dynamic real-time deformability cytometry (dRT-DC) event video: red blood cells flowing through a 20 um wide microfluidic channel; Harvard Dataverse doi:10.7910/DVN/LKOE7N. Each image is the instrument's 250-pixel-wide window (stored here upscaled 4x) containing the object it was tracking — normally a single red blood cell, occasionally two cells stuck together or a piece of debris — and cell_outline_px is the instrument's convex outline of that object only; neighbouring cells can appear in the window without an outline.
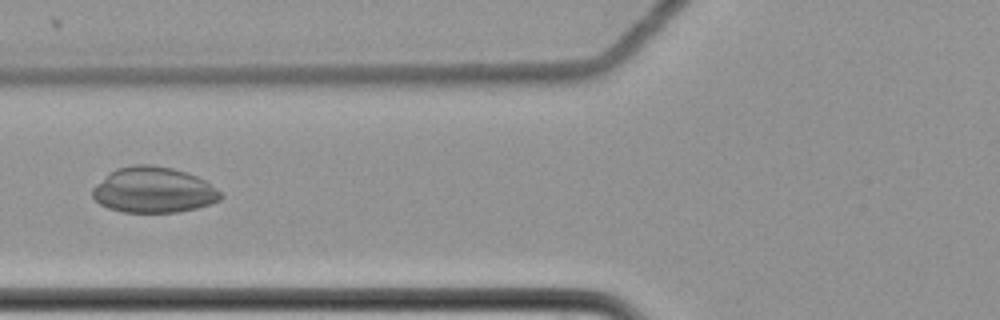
{"species": "common noctule bat (a hibernating species)", "species_latin": "Nyctalus noctula", "temperature_condition": "cold", "stored_images_in_passage": 9, "camera_frame_rate_fps": 3000, "um_per_image_px": 0.085, "animal": {"sex": "female", "body_mass_g": 22.7, "forearm_length_mm": 54.2}, "frame": {"image": 1, "passage_image": 7, "time_ms": 2.0, "image_size_px": [1000, 320], "cell_outline_px": [[224, 196], [220, 200], [196, 208], [180, 212], [124, 212], [108, 208], [100, 204], [92, 196], [92, 188], [108, 172], [116, 168], [132, 164], [152, 164], [172, 168], [196, 176], [204, 180], [224, 192]], "centroid_in_image_um": [13.05, 16.14], "position_along_channel_um": 112.8, "area_um2": 34.39}}
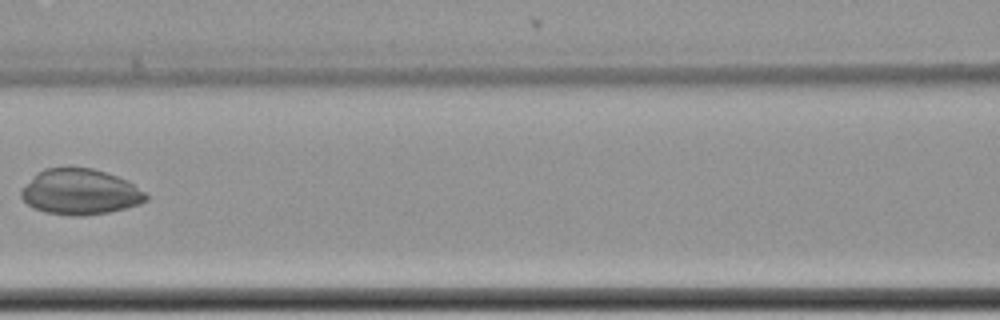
{"frame": {"image": 2, "passage_image": 8, "time_ms": 2.333, "image_size_px": [1000, 320], "cell_outline_px": [[148, 200], [140, 204], [108, 212], [84, 216], [72, 216], [44, 212], [32, 208], [20, 196], [20, 192], [36, 172], [44, 168], [92, 168], [128, 180], [144, 192], [148, 196]], "centroid_in_image_um": [6.8, 16.32], "position_along_channel_um": 159.8, "area_um2": 33.12}}
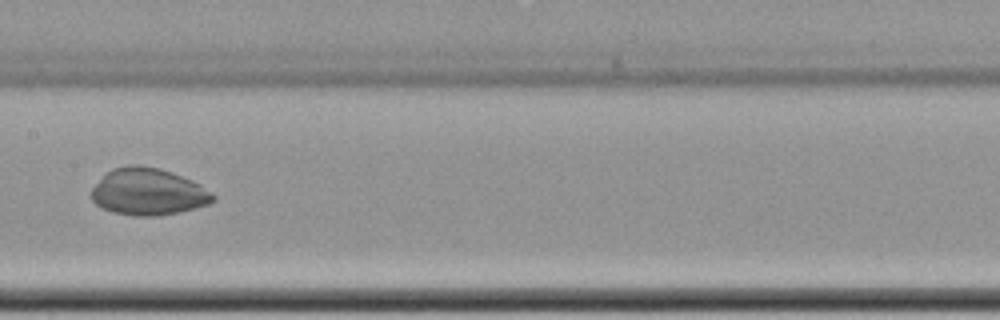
{"frame": {"image": 3, "passage_image": 9, "time_ms": 2.667, "image_size_px": [1000, 320], "cell_outline_px": [[216, 200], [208, 204], [176, 212], [156, 216], [136, 216], [112, 212], [100, 208], [92, 200], [92, 188], [112, 168], [132, 164], [136, 164], [160, 168], [172, 172], [192, 180], [200, 184], [216, 196]], "centroid_in_image_um": [12.59, 16.3], "position_along_channel_um": 194.8, "area_um2": 33.12}}